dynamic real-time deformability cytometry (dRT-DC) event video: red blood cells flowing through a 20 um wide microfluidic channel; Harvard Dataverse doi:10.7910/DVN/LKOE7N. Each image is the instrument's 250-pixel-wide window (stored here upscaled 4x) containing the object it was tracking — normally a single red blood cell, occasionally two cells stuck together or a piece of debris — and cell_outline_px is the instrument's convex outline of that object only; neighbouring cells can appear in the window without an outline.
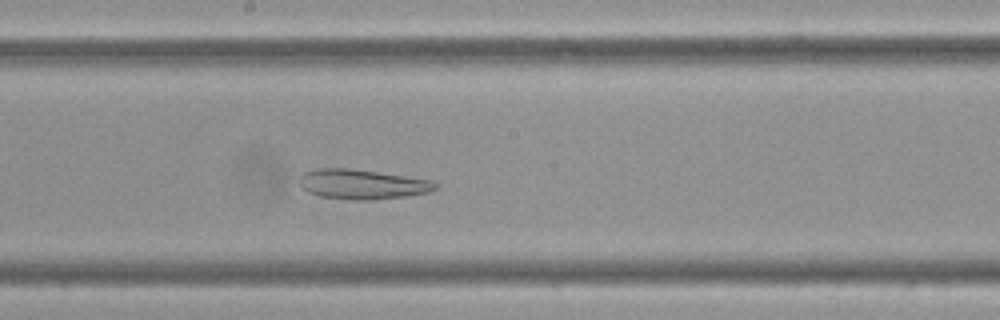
{"species": "Egyptian fruit bat (a non-hibernating species)", "species_latin": "Rousettus aegyptiacus", "temperature_condition": "cold", "stored_images_in_passage": 54, "camera_frame_rate_fps": 3000, "um_per_image_px": 0.085, "frame": {"image": 1, "passage_image": 27, "time_ms": 8.667, "image_size_px": [1000, 320], "cell_outline_px": [[436, 188], [428, 192], [408, 196], [372, 200], [352, 200], [320, 196], [308, 192], [300, 184], [300, 176], [304, 172], [316, 168], [348, 168], [376, 172], [428, 180], [436, 184]], "centroid_in_image_um": [30.73, 15.67], "position_along_channel_um": 217.5, "area_um2": 23.24}}
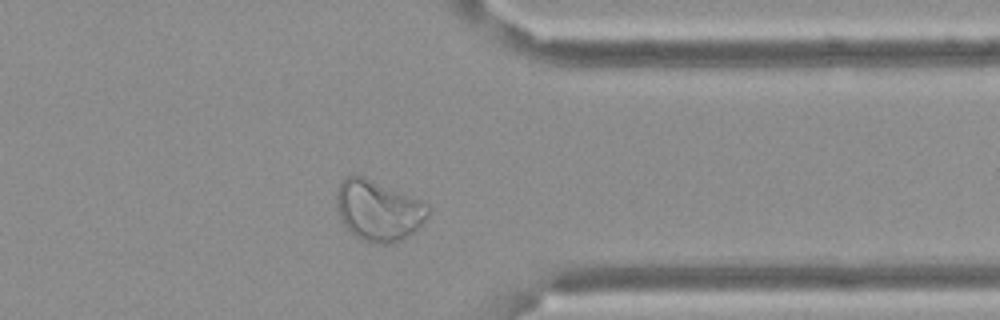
{"frame": {"image": 2, "passage_image": 42, "time_ms": 13.667, "image_size_px": [1000, 320], "cell_outline_px": [[432, 208], [428, 216], [420, 228], [400, 240], [388, 244], [376, 244], [360, 240], [340, 220], [336, 204], [336, 188], [340, 180], [348, 176], [364, 176], [420, 200], [428, 204]], "centroid_in_image_um": [32.16, 17.89], "position_along_channel_um": 379.2, "area_um2": 32.6}}
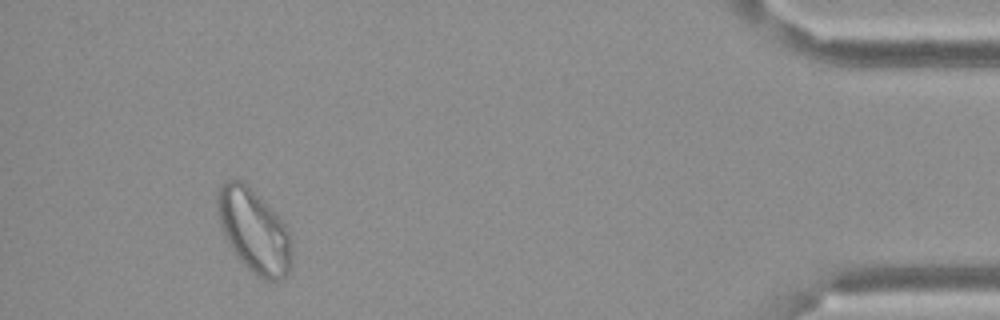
{"frame": {"image": 3, "passage_image": 50, "time_ms": 16.333, "image_size_px": [1000, 320], "cell_outline_px": [[292, 268], [280, 280], [264, 280], [256, 276], [232, 252], [224, 236], [220, 224], [216, 204], [216, 192], [224, 180], [244, 180], [284, 220], [288, 228], [292, 244]], "centroid_in_image_um": [21.6, 19.6], "position_along_channel_um": 413.6, "area_um2": 37.05}}